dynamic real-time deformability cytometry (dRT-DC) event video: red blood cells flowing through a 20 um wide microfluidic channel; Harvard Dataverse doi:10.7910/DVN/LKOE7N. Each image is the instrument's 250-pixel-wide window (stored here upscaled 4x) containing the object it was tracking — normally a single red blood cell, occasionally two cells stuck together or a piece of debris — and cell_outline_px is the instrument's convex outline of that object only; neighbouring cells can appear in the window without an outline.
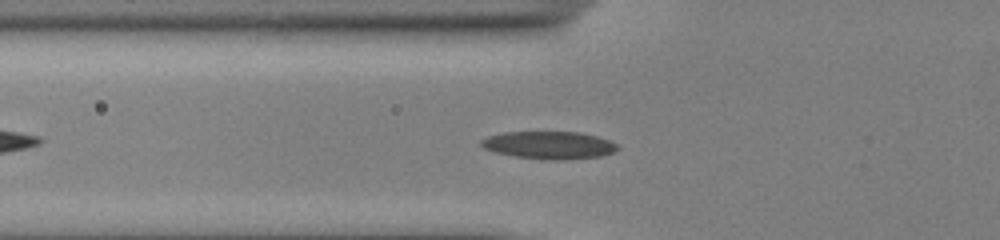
{"species": "common noctule bat (a hibernating species)", "species_latin": "Nyctalus noctula", "temperature_condition": "cold", "stored_images_in_passage": 40, "camera_frame_rate_fps": 3000, "um_per_image_px": 0.085, "animal": {"sex": "male", "body_mass_g": 13.0, "forearm_length_mm": 53.1}, "frame": {"image": 1, "passage_image": 9, "time_ms": 2.667, "image_size_px": [1000, 240], "cell_outline_px": [[620, 148], [612, 152], [600, 156], [560, 160], [544, 160], [516, 156], [496, 152], [484, 148], [480, 144], [480, 140], [488, 136], [504, 132], [580, 132], [596, 136], [608, 140], [616, 144]], "centroid_in_image_um": [46.66, 12.33], "position_along_channel_um": 79.1, "area_um2": 21.79}}
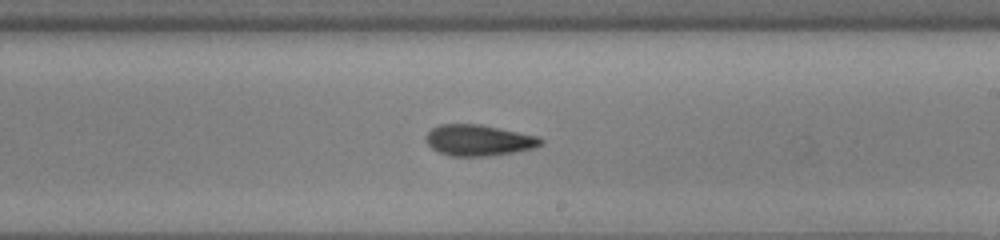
{"frame": {"image": 2, "passage_image": 22, "time_ms": 7.0, "image_size_px": [1000, 240], "cell_outline_px": [[544, 144], [532, 148], [512, 152], [488, 156], [452, 156], [440, 152], [432, 148], [424, 140], [424, 136], [432, 128], [440, 124], [480, 124], [540, 136], [544, 140]], "centroid_in_image_um": [40.69, 11.91], "position_along_channel_um": 248.3, "area_um2": 20.87}}
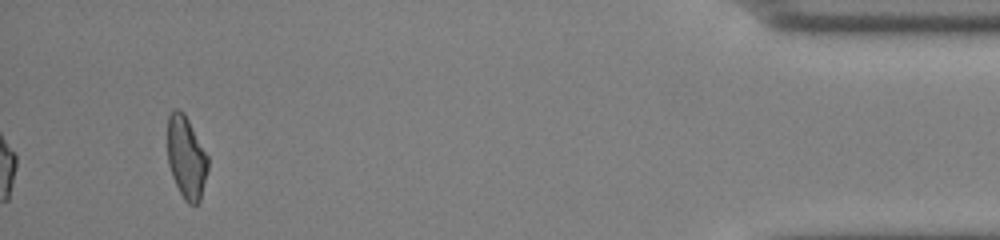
{"frame": {"image": 3, "passage_image": 40, "time_ms": 13.0, "image_size_px": [1000, 240], "cell_outline_px": [[208, 172], [200, 200], [196, 204], [188, 204], [184, 200], [172, 176], [168, 164], [168, 116], [172, 108], [176, 108], [184, 112], [208, 156]], "centroid_in_image_um": [15.84, 13.38], "position_along_channel_um": 419.4, "area_um2": 19.48}, "authors_computed_cell_mechanics": {"area_um2": 20.7791, "velocity_mm_per_s": 3.9043, "shape_relaxation_time_tau1_ms": 3.2288, "shape_relaxation_time_tau2_ms": 4.442, "deformation_change_tau1": 0.0942, "deformation_change_tau2": 0.1324}}